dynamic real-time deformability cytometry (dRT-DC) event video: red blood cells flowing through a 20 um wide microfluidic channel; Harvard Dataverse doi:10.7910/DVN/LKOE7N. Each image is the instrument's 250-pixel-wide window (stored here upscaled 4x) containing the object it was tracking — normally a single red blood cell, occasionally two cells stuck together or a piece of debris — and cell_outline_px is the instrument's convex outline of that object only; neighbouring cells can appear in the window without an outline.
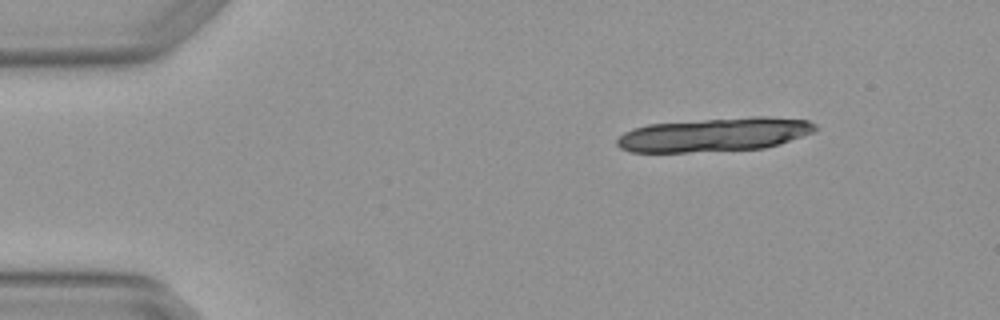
{"species": "Egyptian fruit bat (a non-hibernating species)", "species_latin": "Rousettus aegyptiacus", "temperature_condition": "warm", "stored_images_in_passage": 3, "camera_frame_rate_fps": 3000, "um_per_image_px": 0.085, "animal": {"sex": "female"}, "frame": {"image": 1, "passage_image": 1, "time_ms": 0.0, "image_size_px": [1000, 320], "cell_outline_px": [[820, 128], [812, 132], [764, 148], [688, 152], [632, 152], [620, 148], [616, 144], [616, 140], [624, 132], [632, 128], [648, 124], [752, 116], [768, 116], [808, 120], [816, 124]], "centroid_in_image_um": [60.7, 11.43], "position_along_channel_um": 24.3, "area_um2": 38.84}}